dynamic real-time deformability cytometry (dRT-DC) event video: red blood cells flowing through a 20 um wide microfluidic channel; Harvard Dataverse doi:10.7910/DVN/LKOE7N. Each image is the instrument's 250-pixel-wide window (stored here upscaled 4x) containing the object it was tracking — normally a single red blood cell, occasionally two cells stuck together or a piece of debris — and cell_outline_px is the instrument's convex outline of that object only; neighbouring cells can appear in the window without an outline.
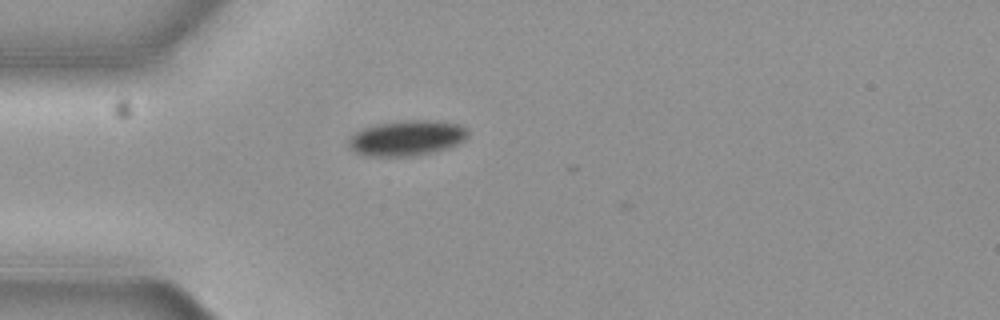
{"species": "common noctule bat (a hibernating species)", "species_latin": "Nyctalus noctula", "temperature_condition": "cold", "stored_images_in_passage": 4, "camera_frame_rate_fps": 3000, "um_per_image_px": 0.085, "animal": {"sex": "female", "body_mass_g": 19.3, "forearm_length_mm": 54.1}, "frame": {"image": 1, "passage_image": 1, "time_ms": 0.0, "image_size_px": [1000, 320], "cell_outline_px": [[468, 136], [464, 140], [448, 148], [432, 152], [412, 156], [364, 156], [348, 148], [348, 140], [356, 132], [364, 128], [376, 124], [404, 120], [436, 120], [460, 124], [468, 128]], "centroid_in_image_um": [34.59, 11.73], "position_along_channel_um": 50.4, "area_um2": 24.74}}